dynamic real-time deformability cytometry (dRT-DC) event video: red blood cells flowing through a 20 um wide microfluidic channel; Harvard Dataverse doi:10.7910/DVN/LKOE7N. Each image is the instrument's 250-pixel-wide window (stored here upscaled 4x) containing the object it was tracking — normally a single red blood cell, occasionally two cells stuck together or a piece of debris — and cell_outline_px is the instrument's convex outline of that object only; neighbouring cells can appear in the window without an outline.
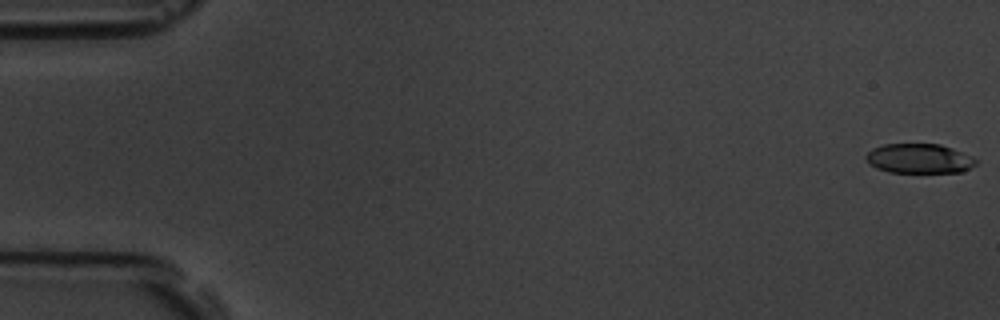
{"species": "common noctule bat (a hibernating species)", "species_latin": "Nyctalus noctula", "temperature_condition": "room temperature", "stored_images_in_passage": 56, "camera_frame_rate_fps": 3000, "um_per_image_px": 0.085, "animal": {"sex": "male", "body_mass_g": 19.5, "forearm_length_mm": 54.6}, "frame": {"image": 1, "passage_image": 1, "time_ms": 0.0, "image_size_px": [1000, 320], "cell_outline_px": [[976, 164], [964, 172], [888, 172], [876, 168], [868, 164], [864, 156], [872, 148], [884, 144], [940, 144], [952, 148], [972, 156], [976, 160]], "centroid_in_image_um": [78.11, 13.48], "position_along_channel_um": 6.9, "area_um2": 19.07}}
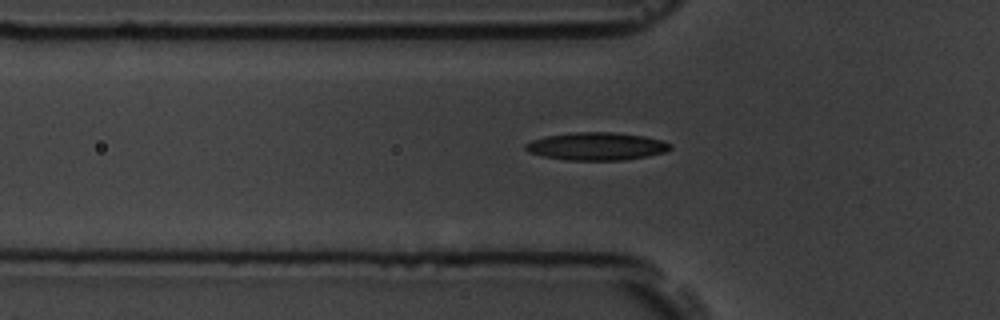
{"frame": {"image": 2, "passage_image": 19, "time_ms": 6.0, "image_size_px": [1000, 320], "cell_outline_px": [[672, 148], [664, 152], [648, 156], [624, 160], [568, 160], [544, 156], [528, 152], [524, 148], [524, 144], [532, 140], [548, 136], [576, 132], [616, 132], [644, 136], [660, 140], [672, 144]], "centroid_in_image_um": [50.72, 12.43], "position_along_channel_um": 75.1, "area_um2": 23.35}}
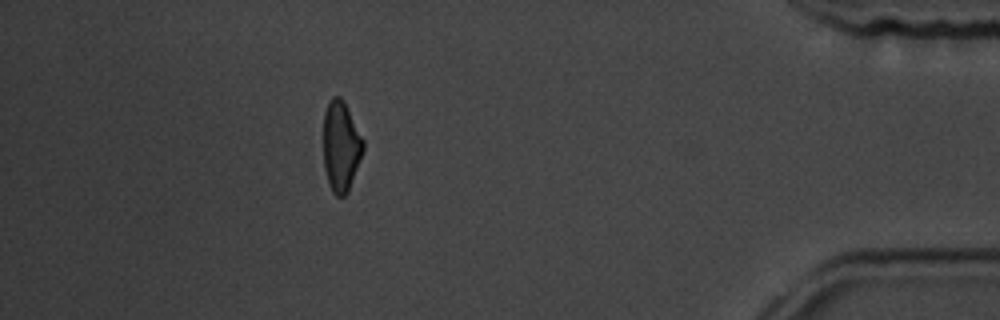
{"frame": {"image": 3, "passage_image": 50, "time_ms": 16.333, "image_size_px": [1000, 320], "cell_outline_px": [[364, 148], [348, 192], [344, 196], [336, 196], [332, 192], [328, 184], [324, 168], [324, 112], [328, 100], [332, 96], [340, 96], [344, 100], [364, 140]], "centroid_in_image_um": [28.97, 12.41], "position_along_channel_um": 406.2, "area_um2": 21.1}, "authors_computed_cell_mechanics": {"area_um2": 21.4438, "velocity_mm_per_s": 3.6877, "shape_relaxation_time_tau1_ms": 5.7242, "shape_relaxation_time_tau2_ms": 6.5079, "deformation_change_tau1": 0.1653, "deformation_change_tau2": 0.159}}